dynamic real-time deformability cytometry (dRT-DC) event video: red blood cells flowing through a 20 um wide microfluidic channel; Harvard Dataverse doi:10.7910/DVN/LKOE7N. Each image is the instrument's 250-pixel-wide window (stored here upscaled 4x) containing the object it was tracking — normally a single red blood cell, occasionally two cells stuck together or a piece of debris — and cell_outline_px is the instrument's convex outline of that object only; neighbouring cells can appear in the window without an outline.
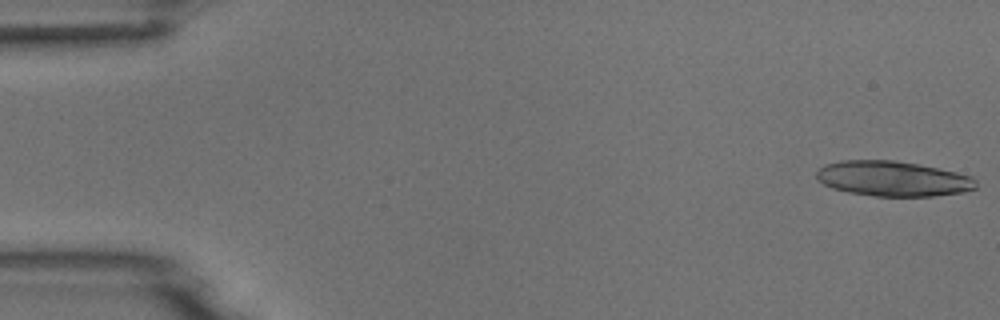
{"species": "common noctule bat (a hibernating species)", "species_latin": "Nyctalus noctula", "temperature_condition": "room temperature", "stored_images_in_passage": 5, "camera_frame_rate_fps": 3000, "um_per_image_px": 0.085, "animal": {"sex": "male", "body_mass_g": 18.8}, "frame": {"image": 1, "passage_image": 1, "time_ms": 0.0, "image_size_px": [1000, 320], "cell_outline_px": [[976, 188], [964, 192], [932, 196], [876, 196], [848, 192], [832, 188], [824, 184], [816, 176], [816, 172], [824, 164], [840, 160], [896, 160], [920, 164], [956, 172], [972, 176], [976, 180]], "centroid_in_image_um": [75.9, 15.18], "position_along_channel_um": 9.1, "area_um2": 32.77}}